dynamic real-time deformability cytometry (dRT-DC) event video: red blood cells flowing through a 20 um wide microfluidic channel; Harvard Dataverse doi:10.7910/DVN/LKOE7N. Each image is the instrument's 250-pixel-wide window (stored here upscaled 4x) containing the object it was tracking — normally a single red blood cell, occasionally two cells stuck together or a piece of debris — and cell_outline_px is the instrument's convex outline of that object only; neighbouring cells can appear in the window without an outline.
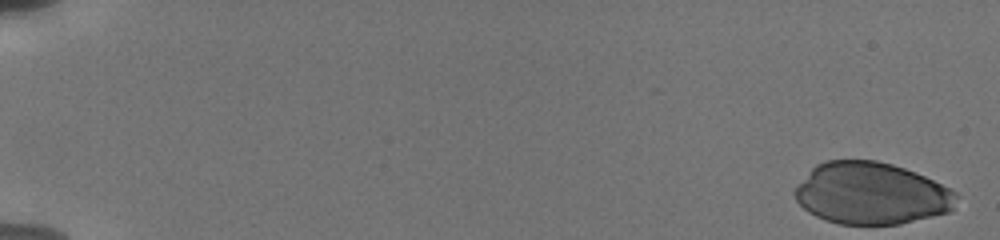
{"species": "human", "species_latin": "Homo sapiens", "temperature_condition": "cold", "stored_images_in_passage": 27, "camera_frame_rate_fps": 3000, "um_per_image_px": 0.085, "donor": {"sex": "male"}, "frame": {"image": 1, "passage_image": 1, "time_ms": 0.0, "image_size_px": [1000, 240], "cell_outline_px": [[956, 196], [952, 208], [948, 212], [900, 224], [840, 224], [824, 220], [808, 212], [796, 200], [792, 192], [808, 172], [816, 164], [828, 160], [876, 160], [892, 164], [904, 168], [924, 176], [956, 192]], "centroid_in_image_um": [74.01, 16.44], "position_along_channel_um": 11.0, "area_um2": 57.97}}